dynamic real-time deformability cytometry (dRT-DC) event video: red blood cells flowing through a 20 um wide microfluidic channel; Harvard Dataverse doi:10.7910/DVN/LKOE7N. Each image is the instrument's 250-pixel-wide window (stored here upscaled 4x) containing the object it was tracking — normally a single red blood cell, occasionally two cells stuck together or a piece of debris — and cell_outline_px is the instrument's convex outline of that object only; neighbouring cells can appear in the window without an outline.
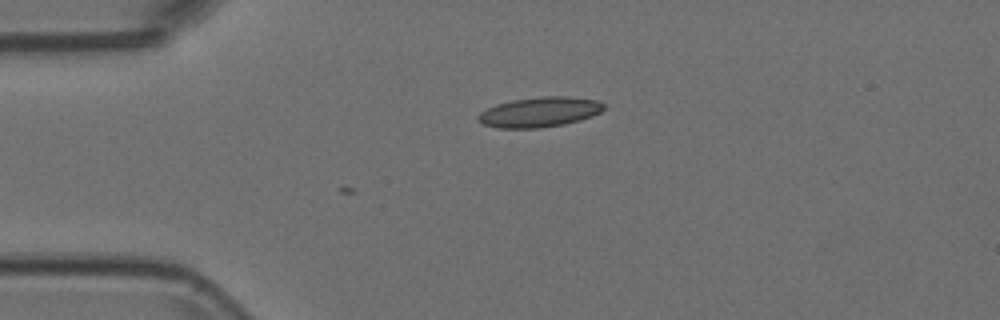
{"species": "Egyptian fruit bat (a non-hibernating species)", "species_latin": "Rousettus aegyptiacus", "temperature_condition": "room temperature", "stored_images_in_passage": 5, "camera_frame_rate_fps": 3000, "um_per_image_px": 0.085, "animal": {"sex": "female"}, "frame": {"image": 1, "passage_image": 1, "time_ms": 0.0, "image_size_px": [1000, 320], "cell_outline_px": [[604, 108], [600, 112], [592, 116], [580, 120], [564, 124], [540, 128], [500, 128], [484, 124], [476, 120], [476, 116], [480, 112], [496, 104], [512, 100], [540, 96], [568, 96], [596, 100], [604, 104]], "centroid_in_image_um": [45.84, 9.52], "position_along_channel_um": 39.2, "area_um2": 22.02}}